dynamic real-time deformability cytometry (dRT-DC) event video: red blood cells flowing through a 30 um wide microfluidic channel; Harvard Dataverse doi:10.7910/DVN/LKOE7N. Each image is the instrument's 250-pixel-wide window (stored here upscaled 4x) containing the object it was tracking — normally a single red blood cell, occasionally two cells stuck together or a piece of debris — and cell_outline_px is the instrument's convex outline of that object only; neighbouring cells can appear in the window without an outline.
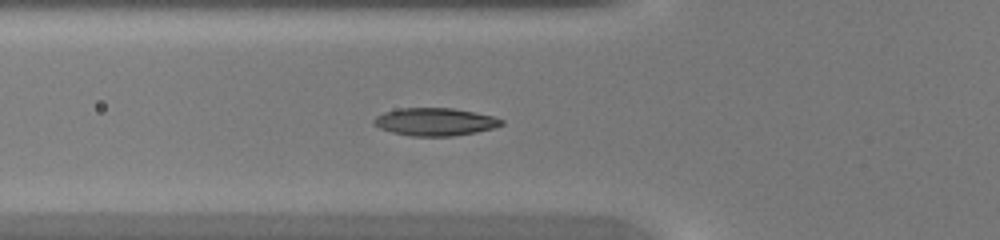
{"species": "common noctule bat (a hibernating species)", "species_latin": "Nyctalus noctula", "temperature_condition": "warm", "stored_images_in_passage": 32, "camera_frame_rate_fps": 3000, "um_per_image_px": 0.085, "animal": {"sex": "female", "body_mass_g": 20.0, "forearm_length_mm": 54.0}, "frame": {"image": 1, "passage_image": 2, "time_ms": 0.333, "image_size_px": [1000, 240], "cell_outline_px": [[504, 124], [492, 128], [476, 132], [452, 136], [412, 136], [392, 132], [380, 128], [372, 124], [372, 120], [376, 116], [384, 112], [400, 108], [452, 108], [492, 116], [504, 120]], "centroid_in_image_um": [36.94, 10.35], "position_along_channel_um": 88.9, "area_um2": 20.52}}
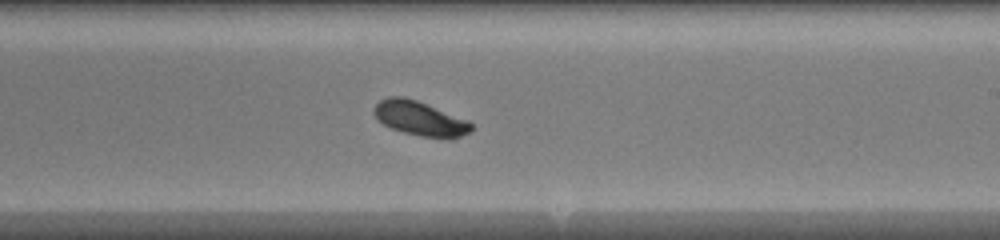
{"frame": {"image": 2, "passage_image": 13, "time_ms": 4.0, "image_size_px": [1000, 240], "cell_outline_px": [[472, 128], [468, 132], [452, 140], [448, 140], [424, 136], [404, 132], [392, 128], [376, 120], [372, 112], [372, 108], [380, 100], [388, 96], [404, 96], [416, 100], [468, 120], [472, 124]], "centroid_in_image_um": [35.66, 10.07], "position_along_channel_um": 253.3, "area_um2": 19.65}}
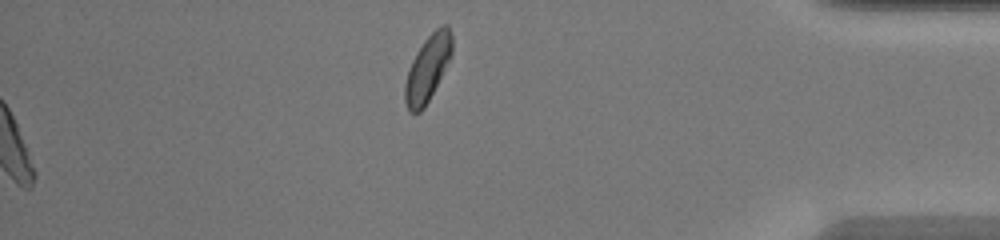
{"frame": {"image": 3, "passage_image": 32, "time_ms": 10.333, "image_size_px": [1000, 240], "cell_outline_px": [[452, 56], [424, 108], [420, 112], [408, 112], [404, 100], [404, 84], [408, 68], [416, 52], [424, 40], [436, 28], [444, 24], [448, 24], [452, 36]], "centroid_in_image_um": [36.34, 5.8], "position_along_channel_um": 398.9, "area_um2": 18.21}}